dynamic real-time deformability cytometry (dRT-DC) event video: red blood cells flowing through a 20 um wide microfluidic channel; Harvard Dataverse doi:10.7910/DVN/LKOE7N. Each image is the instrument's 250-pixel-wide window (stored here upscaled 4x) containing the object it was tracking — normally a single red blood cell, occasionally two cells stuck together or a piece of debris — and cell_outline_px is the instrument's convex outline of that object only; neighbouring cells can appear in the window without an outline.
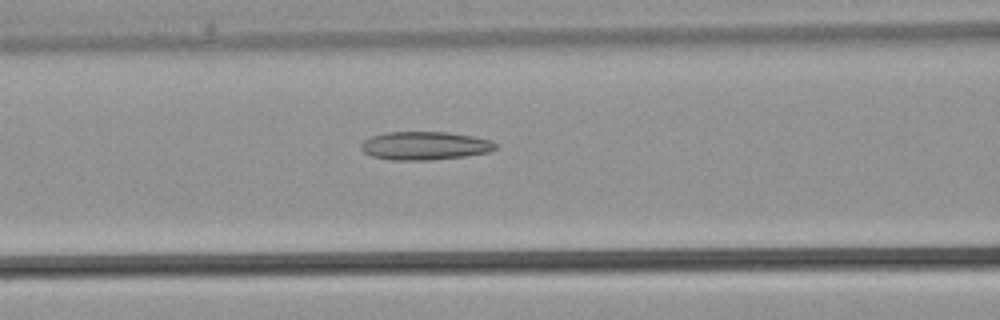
{"species": "common noctule bat (a hibernating species)", "species_latin": "Nyctalus noctula", "temperature_condition": "warm", "stored_images_in_passage": 35, "camera_frame_rate_fps": 3000, "um_per_image_px": 0.085, "animal": {"sex": "male", "body_mass_g": 21.5, "forearm_length_mm": 52.0}, "frame": {"image": 1, "passage_image": 14, "time_ms": 4.333, "image_size_px": [1000, 320], "cell_outline_px": [[496, 148], [488, 152], [464, 156], [428, 160], [388, 160], [372, 156], [364, 152], [360, 148], [360, 144], [364, 140], [372, 136], [388, 132], [448, 132], [472, 136], [492, 140], [496, 144]], "centroid_in_image_um": [36.09, 12.38], "position_along_channel_um": 130.5, "area_um2": 22.14}}
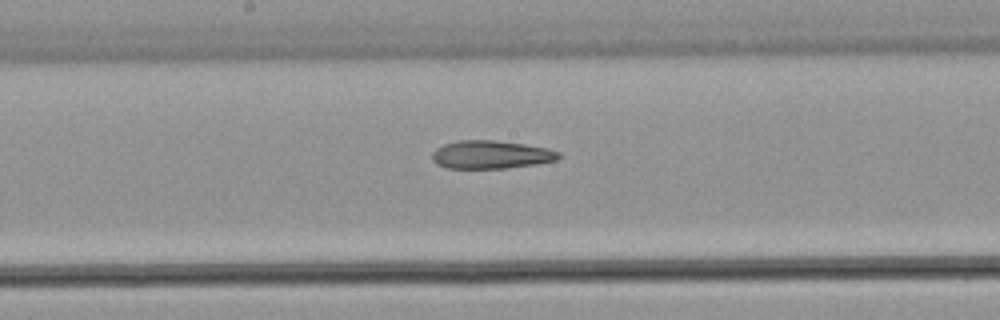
{"frame": {"image": 2, "passage_image": 18, "time_ms": 5.667, "image_size_px": [1000, 320], "cell_outline_px": [[560, 156], [556, 160], [536, 164], [504, 168], [448, 168], [436, 164], [432, 160], [432, 152], [436, 148], [444, 144], [460, 140], [496, 140], [524, 144], [548, 148], [560, 152]], "centroid_in_image_um": [41.72, 13.14], "position_along_channel_um": 206.5, "area_um2": 20.75}}
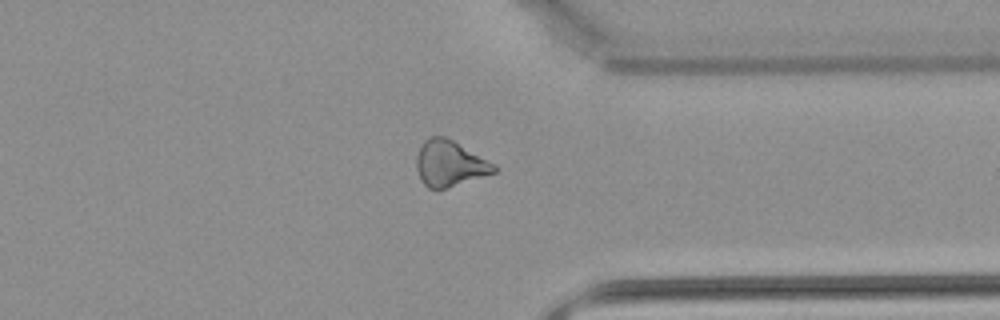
{"frame": {"image": 3, "passage_image": 27, "time_ms": 8.667, "image_size_px": [1000, 320], "cell_outline_px": [[500, 168], [496, 172], [444, 188], [428, 188], [420, 180], [416, 168], [416, 156], [420, 144], [428, 136], [444, 136], [452, 140], [496, 164]], "centroid_in_image_um": [38.2, 13.87], "position_along_channel_um": 373.2, "area_um2": 20.69}}